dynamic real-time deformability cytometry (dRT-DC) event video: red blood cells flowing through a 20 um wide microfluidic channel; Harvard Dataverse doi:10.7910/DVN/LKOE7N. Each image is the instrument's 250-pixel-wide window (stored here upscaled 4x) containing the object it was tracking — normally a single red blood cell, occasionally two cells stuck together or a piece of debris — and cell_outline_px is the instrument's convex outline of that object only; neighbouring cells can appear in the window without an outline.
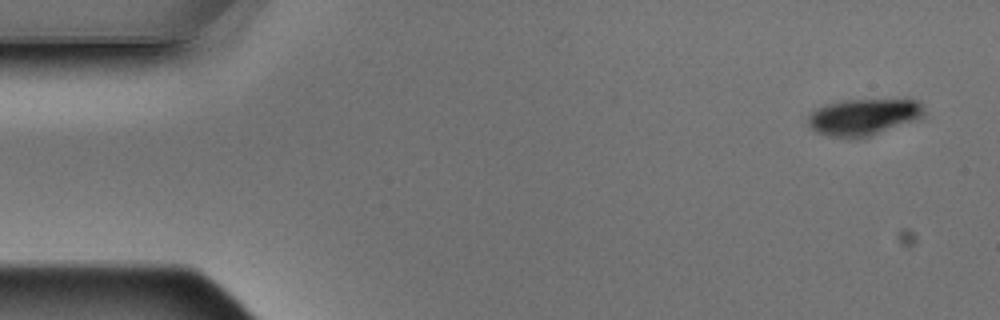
{"species": "Egyptian fruit bat (a non-hibernating species)", "species_latin": "Rousettus aegyptiacus", "temperature_condition": "warm", "stored_images_in_passage": 6, "camera_frame_rate_fps": 3000, "um_per_image_px": 0.085, "animal": {"sex": "male"}, "frame": {"image": 1, "passage_image": 1, "time_ms": 0.0, "image_size_px": [1000, 320], "cell_outline_px": [[924, 116], [916, 120], [868, 136], [828, 136], [816, 132], [808, 124], [808, 116], [816, 108], [824, 104], [844, 100], [904, 96], [920, 100], [924, 104]], "centroid_in_image_um": [73.51, 9.84], "position_along_channel_um": 11.5, "area_um2": 25.43}}
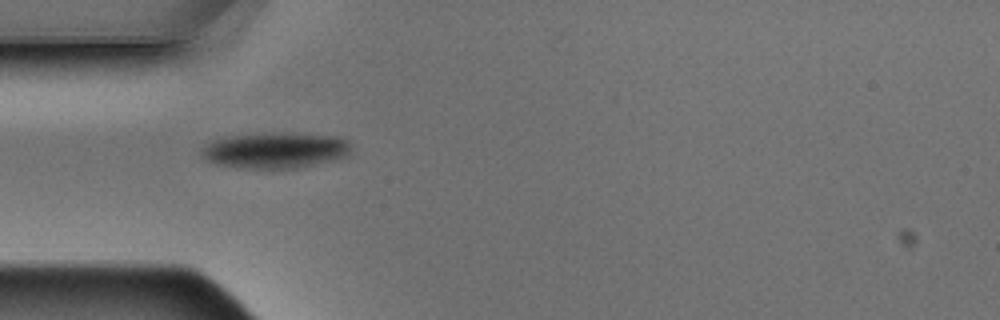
{"frame": {"image": 2, "passage_image": 5, "time_ms": 1.333, "image_size_px": [1000, 320], "cell_outline_px": [[352, 148], [348, 156], [336, 160], [296, 168], [236, 168], [216, 164], [208, 160], [200, 152], [200, 148], [212, 140], [232, 136], [340, 136], [348, 140]], "centroid_in_image_um": [23.41, 12.84], "position_along_channel_um": 61.6, "area_um2": 30.0}}
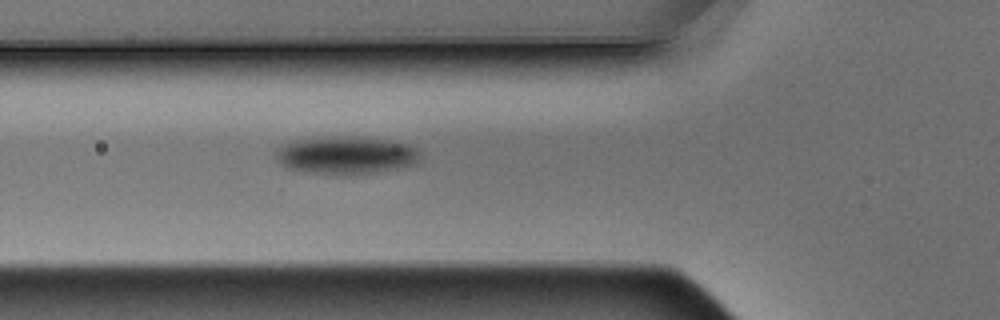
{"frame": {"image": 3, "passage_image": 6, "time_ms": 1.667, "image_size_px": [1000, 320], "cell_outline_px": [[420, 164], [376, 172], [348, 176], [336, 176], [304, 172], [284, 168], [272, 156], [272, 152], [280, 144], [292, 140], [312, 136], [364, 136], [392, 140], [408, 144], [420, 148]], "centroid_in_image_um": [29.35, 13.18], "position_along_channel_um": 96.5, "area_um2": 33.81}}